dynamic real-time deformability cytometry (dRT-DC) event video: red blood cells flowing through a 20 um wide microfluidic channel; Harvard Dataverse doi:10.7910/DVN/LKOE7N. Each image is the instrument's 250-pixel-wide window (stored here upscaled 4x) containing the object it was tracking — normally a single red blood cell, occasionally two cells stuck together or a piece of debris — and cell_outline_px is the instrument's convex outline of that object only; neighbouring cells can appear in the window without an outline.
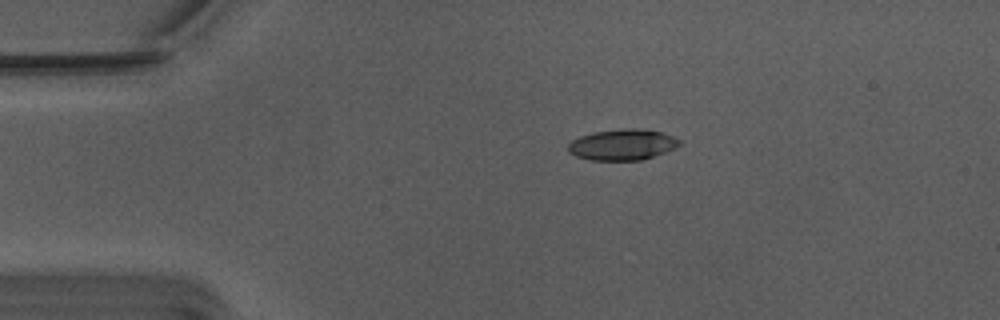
{"species": "Egyptian fruit bat (a non-hibernating species)", "species_latin": "Rousettus aegyptiacus", "temperature_condition": "warm", "stored_images_in_passage": 12, "camera_frame_rate_fps": 3000, "um_per_image_px": 0.085, "animal": {"sex": "male"}, "frame": {"image": 1, "passage_image": 1, "time_ms": 0.0, "image_size_px": [1000, 320], "cell_outline_px": [[684, 144], [664, 152], [640, 160], [592, 160], [576, 156], [568, 152], [568, 144], [572, 140], [580, 136], [592, 132], [620, 128], [640, 128], [660, 132], [672, 136], [680, 140]], "centroid_in_image_um": [52.89, 12.28], "position_along_channel_um": 32.1, "area_um2": 20.11}}
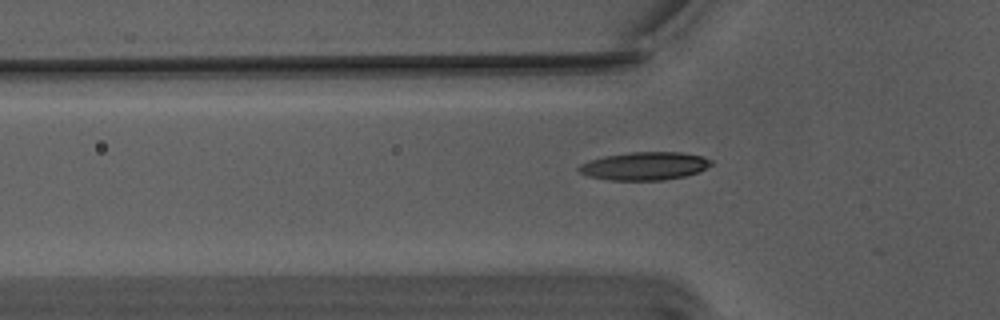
{"frame": {"image": 2, "passage_image": 8, "time_ms": 2.333, "image_size_px": [1000, 320], "cell_outline_px": [[712, 164], [700, 172], [684, 176], [664, 180], [612, 180], [588, 176], [580, 172], [576, 168], [580, 164], [604, 156], [628, 152], [680, 152], [704, 156], [712, 160]], "centroid_in_image_um": [54.82, 14.11], "position_along_channel_um": 71.0, "area_um2": 21.68}}
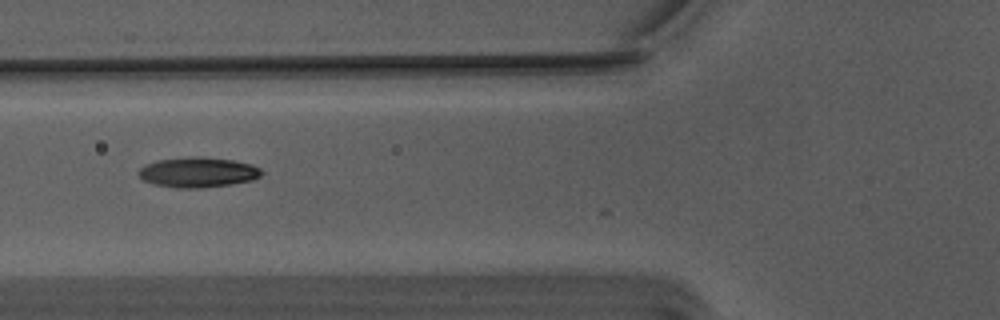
{"frame": {"image": 3, "passage_image": 11, "time_ms": 3.333, "image_size_px": [1000, 320], "cell_outline_px": [[264, 172], [260, 176], [252, 180], [232, 184], [204, 188], [176, 188], [156, 184], [144, 180], [136, 172], [144, 164], [156, 160], [188, 156], [196, 156], [232, 160], [252, 164], [260, 168]], "centroid_in_image_um": [16.82, 14.64], "position_along_channel_um": 109.0, "area_um2": 21.79}}